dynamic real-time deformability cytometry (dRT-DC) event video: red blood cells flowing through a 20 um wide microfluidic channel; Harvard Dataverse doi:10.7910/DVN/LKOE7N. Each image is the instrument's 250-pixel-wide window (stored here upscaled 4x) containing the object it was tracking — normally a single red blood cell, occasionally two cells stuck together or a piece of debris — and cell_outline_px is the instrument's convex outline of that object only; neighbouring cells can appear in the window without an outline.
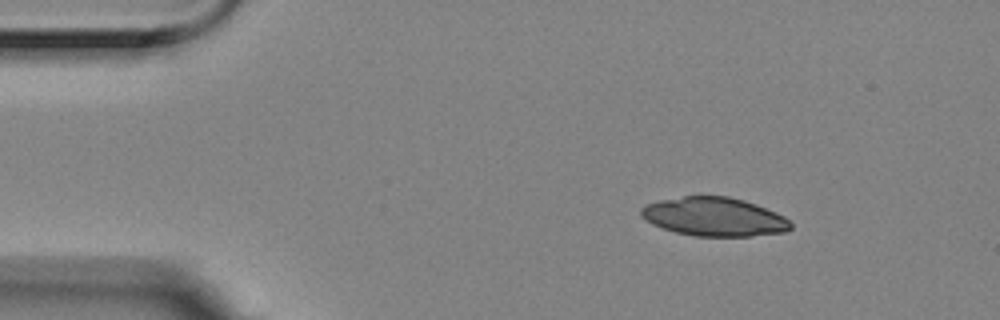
{"species": "Egyptian fruit bat (a non-hibernating species)", "species_latin": "Rousettus aegyptiacus", "temperature_condition": "room temperature", "stored_images_in_passage": 3, "camera_frame_rate_fps": 3000, "um_per_image_px": 0.085, "animal": {"sex": "female"}, "frame": {"image": 1, "passage_image": 1, "time_ms": 0.0, "image_size_px": [1000, 320], "cell_outline_px": [[792, 228], [784, 232], [752, 236], [696, 236], [676, 232], [652, 224], [640, 216], [640, 208], [648, 204], [660, 200], [684, 196], [728, 196], [744, 200], [756, 204], [776, 212], [784, 216], [792, 224]], "centroid_in_image_um": [60.72, 18.42], "position_along_channel_um": 24.3, "area_um2": 33.7}}